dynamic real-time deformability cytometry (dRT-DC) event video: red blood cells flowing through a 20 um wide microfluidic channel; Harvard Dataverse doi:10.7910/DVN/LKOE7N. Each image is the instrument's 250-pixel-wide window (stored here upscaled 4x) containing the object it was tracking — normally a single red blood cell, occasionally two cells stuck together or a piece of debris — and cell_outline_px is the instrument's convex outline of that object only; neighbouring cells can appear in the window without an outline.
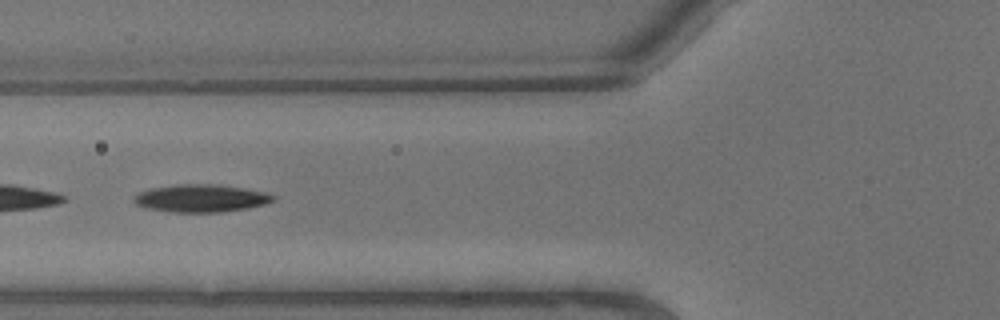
{"species": "common noctule bat (a hibernating species)", "species_latin": "Nyctalus noctula", "temperature_condition": "warm", "stored_images_in_passage": 4, "camera_frame_rate_fps": 3000, "um_per_image_px": 0.085, "animal": {"sex": "male", "body_mass_g": 13.3}, "frame": {"image": 1, "passage_image": 2, "time_ms": 0.333, "image_size_px": [1000, 320], "cell_outline_px": [[276, 200], [264, 204], [248, 208], [224, 212], [172, 212], [144, 208], [136, 204], [132, 200], [132, 196], [140, 192], [152, 188], [172, 184], [212, 184], [268, 192], [276, 196]], "centroid_in_image_um": [17.06, 16.86], "position_along_channel_um": 108.7, "area_um2": 22.6}}